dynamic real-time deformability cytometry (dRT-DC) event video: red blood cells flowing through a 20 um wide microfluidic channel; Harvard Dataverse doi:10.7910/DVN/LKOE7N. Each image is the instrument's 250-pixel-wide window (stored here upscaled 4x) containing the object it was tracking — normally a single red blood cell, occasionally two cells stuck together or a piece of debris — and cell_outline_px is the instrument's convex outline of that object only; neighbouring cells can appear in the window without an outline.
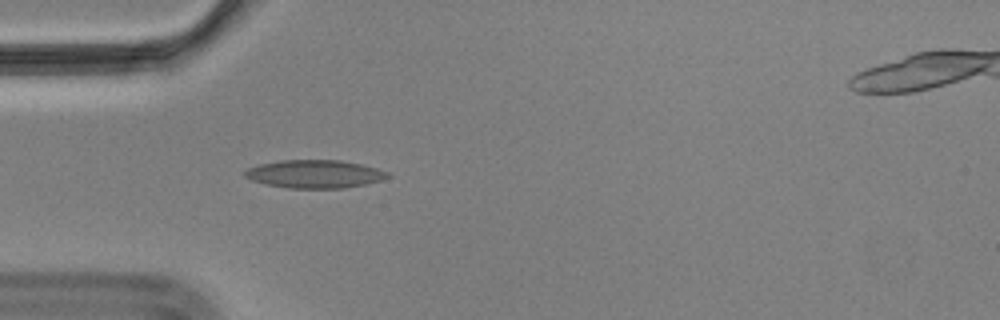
{"species": "Egyptian fruit bat (a non-hibernating species)", "species_latin": "Rousettus aegyptiacus", "temperature_condition": "cold", "stored_images_in_passage": 55, "camera_frame_rate_fps": 3000, "um_per_image_px": 0.085, "animal": {"sex": "male"}, "frame": {"image": 1, "passage_image": 15, "time_ms": 4.667, "image_size_px": [1000, 320], "cell_outline_px": [[392, 176], [380, 180], [364, 184], [344, 188], [288, 188], [268, 184], [252, 180], [244, 176], [244, 172], [248, 168], [260, 164], [280, 160], [340, 160], [360, 164], [376, 168], [388, 172]], "centroid_in_image_um": [26.75, 14.78], "position_along_channel_um": 58.2, "area_um2": 23.18}}
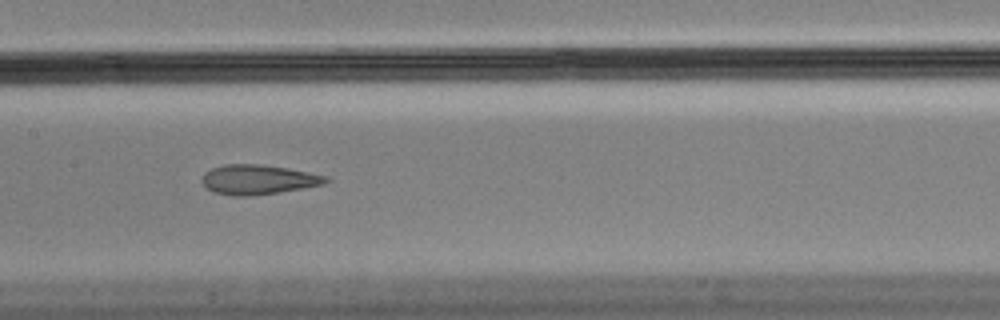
{"frame": {"image": 2, "passage_image": 26, "time_ms": 8.333, "image_size_px": [1000, 320], "cell_outline_px": [[332, 180], [324, 184], [304, 188], [248, 196], [232, 196], [212, 192], [200, 180], [204, 172], [212, 168], [224, 164], [260, 164], [288, 168], [328, 176]], "centroid_in_image_um": [21.94, 15.26], "position_along_channel_um": 185.5, "area_um2": 21.5}}
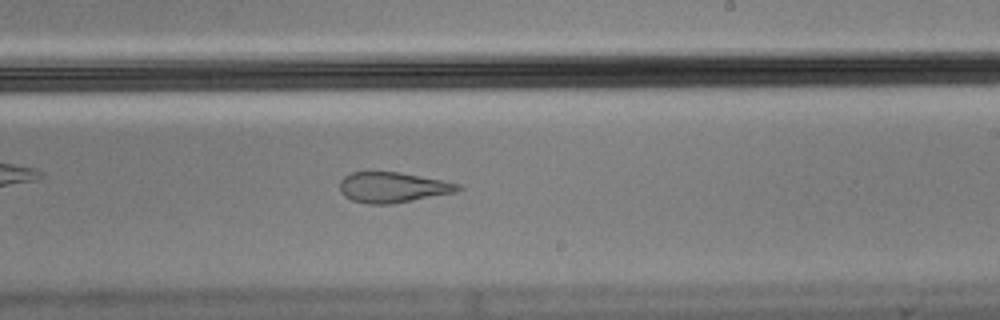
{"frame": {"image": 3, "passage_image": 32, "time_ms": 10.333, "image_size_px": [1000, 320], "cell_outline_px": [[464, 188], [456, 192], [392, 204], [368, 204], [352, 200], [344, 196], [340, 192], [340, 180], [344, 176], [352, 172], [400, 172], [460, 184]], "centroid_in_image_um": [33.37, 15.93], "position_along_channel_um": 255.6, "area_um2": 20.92}, "authors_computed_cell_mechanics": {"area_um2": 22.3686, "velocity_mm_per_s": 3.5301, "shape_relaxation_time_tau1_ms": null, "shape_relaxation_time_tau2_ms": 2.3426, "deformation_change_tau1": null, "deformation_change_tau2": 0.0862}}